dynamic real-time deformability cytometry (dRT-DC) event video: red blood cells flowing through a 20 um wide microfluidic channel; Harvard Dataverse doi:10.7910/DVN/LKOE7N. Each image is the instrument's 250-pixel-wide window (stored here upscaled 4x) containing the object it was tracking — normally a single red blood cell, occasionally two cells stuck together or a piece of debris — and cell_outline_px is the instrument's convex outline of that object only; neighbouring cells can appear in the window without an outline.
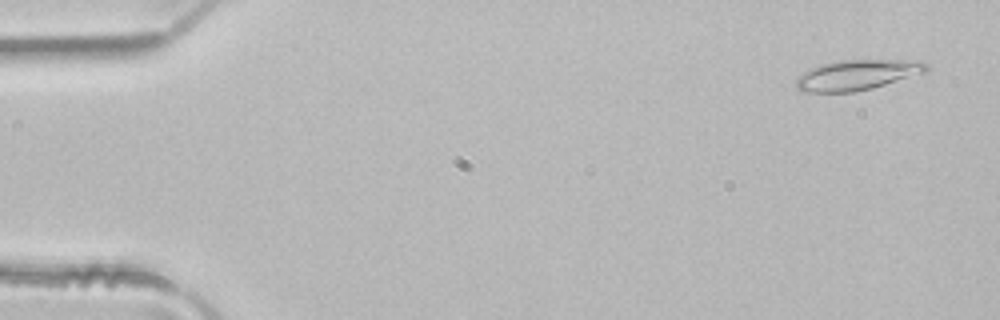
{"species": "common noctule bat (a hibernating species)", "species_latin": "Nyctalus noctula", "temperature_condition": "room temperature", "stored_images_in_passage": 49, "camera_frame_rate_fps": 3000, "um_per_image_px": 0.085, "animal": {"sex": "male", "body_mass_g": 21.5, "forearm_length_mm": 52.0}, "frame": {"image": 1, "passage_image": 3, "time_ms": 0.667, "image_size_px": [1000, 320], "cell_outline_px": [[928, 68], [924, 72], [872, 88], [856, 92], [804, 92], [796, 88], [796, 80], [808, 68], [820, 64], [840, 60], [920, 60], [928, 64]], "centroid_in_image_um": [72.82, 6.36], "position_along_channel_um": 12.2, "area_um2": 22.89}}
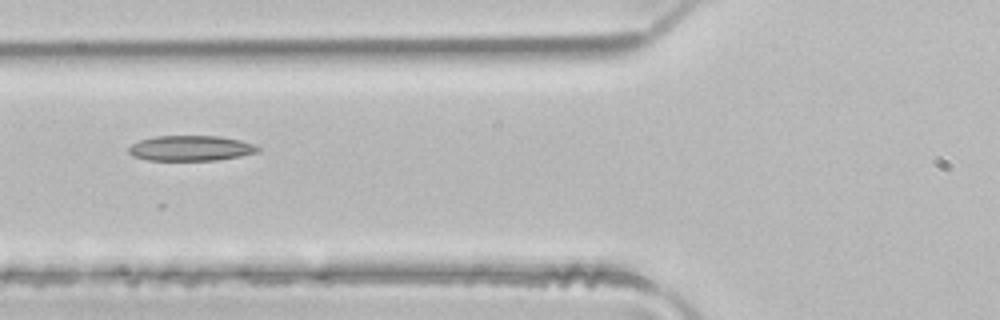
{"frame": {"image": 2, "passage_image": 19, "time_ms": 6.0, "image_size_px": [1000, 320], "cell_outline_px": [[260, 152], [240, 156], [216, 160], [148, 160], [132, 156], [128, 152], [128, 148], [132, 144], [140, 140], [156, 136], [220, 136], [240, 140], [252, 144], [260, 148]], "centroid_in_image_um": [16.21, 12.6], "position_along_channel_um": 109.6, "area_um2": 19.02}}
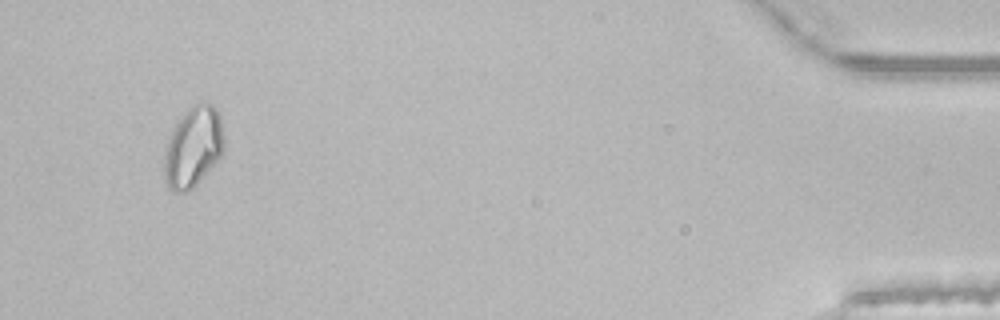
{"frame": {"image": 3, "passage_image": 47, "time_ms": 15.333, "image_size_px": [1000, 320], "cell_outline_px": [[224, 152], [204, 176], [192, 188], [184, 192], [172, 192], [168, 188], [164, 180], [164, 156], [168, 136], [176, 124], [188, 108], [200, 100], [212, 104], [216, 108], [220, 116], [224, 136]], "centroid_in_image_um": [16.42, 12.49], "position_along_channel_um": 418.8, "area_um2": 28.32}}